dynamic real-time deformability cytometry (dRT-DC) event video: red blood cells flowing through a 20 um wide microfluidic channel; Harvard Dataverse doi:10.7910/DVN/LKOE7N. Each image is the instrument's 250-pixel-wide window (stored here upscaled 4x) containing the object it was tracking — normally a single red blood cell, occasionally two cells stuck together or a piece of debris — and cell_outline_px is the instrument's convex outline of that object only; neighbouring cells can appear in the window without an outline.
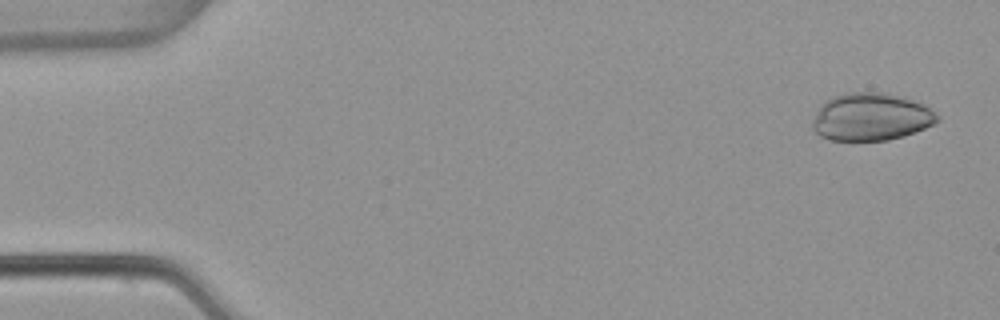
{"species": "common noctule bat (a hibernating species)", "species_latin": "Nyctalus noctula", "temperature_condition": "warm", "stored_images_in_passage": 4, "camera_frame_rate_fps": 3000, "um_per_image_px": 0.085, "animal": {"sex": "female", "body_mass_g": 22.7, "forearm_length_mm": 54.2}, "frame": {"image": 1, "passage_image": 1, "time_ms": 0.0, "image_size_px": [1000, 320], "cell_outline_px": [[940, 120], [916, 132], [904, 136], [888, 140], [828, 140], [820, 136], [812, 128], [812, 120], [820, 104], [824, 100], [836, 96], [852, 92], [884, 92], [904, 96], [924, 104], [940, 116]], "centroid_in_image_um": [74.04, 9.93], "position_along_channel_um": 11.0, "area_um2": 34.91}}